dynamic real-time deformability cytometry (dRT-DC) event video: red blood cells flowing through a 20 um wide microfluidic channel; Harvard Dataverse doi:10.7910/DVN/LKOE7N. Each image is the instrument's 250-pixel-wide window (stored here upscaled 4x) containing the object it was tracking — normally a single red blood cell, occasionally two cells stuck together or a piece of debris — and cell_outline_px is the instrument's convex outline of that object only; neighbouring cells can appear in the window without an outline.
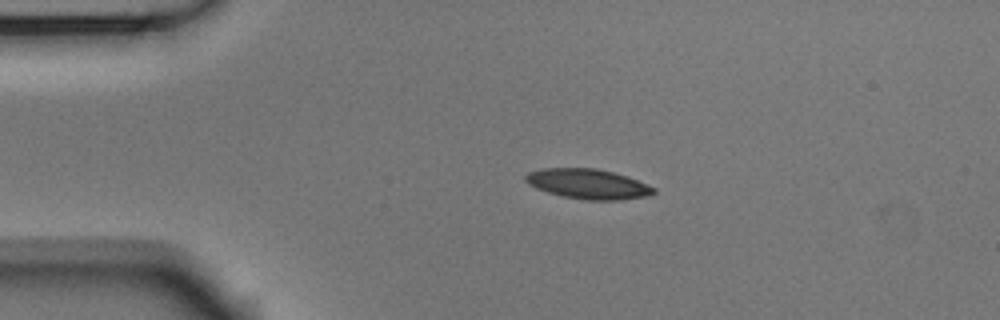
{"species": "Egyptian fruit bat (a non-hibernating species)", "species_latin": "Rousettus aegyptiacus", "temperature_condition": "room temperature", "stored_images_in_passage": 44, "camera_frame_rate_fps": 3000, "um_per_image_px": 0.085, "animal": {"sex": "male"}, "frame": {"image": 1, "passage_image": 1, "time_ms": 0.0, "image_size_px": [1000, 320], "cell_outline_px": [[656, 192], [648, 196], [620, 200], [588, 200], [564, 196], [548, 192], [536, 188], [528, 184], [524, 180], [524, 176], [528, 172], [544, 168], [596, 168], [628, 176], [656, 188]], "centroid_in_image_um": [49.99, 15.63], "position_along_channel_um": 35.0, "area_um2": 22.37}}
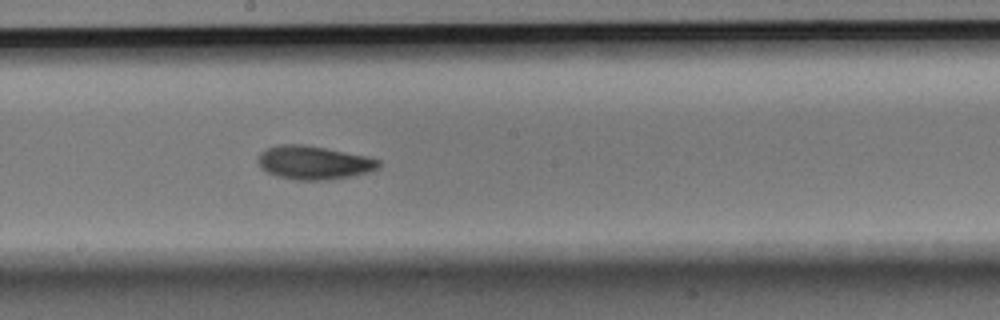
{"frame": {"image": 2, "passage_image": 19, "time_ms": 6.0, "image_size_px": [1000, 320], "cell_outline_px": [[380, 168], [368, 172], [352, 176], [324, 180], [296, 180], [276, 176], [260, 168], [256, 160], [260, 152], [276, 144], [304, 144], [368, 156], [380, 160]], "centroid_in_image_um": [26.65, 13.82], "position_along_channel_um": 221.5, "area_um2": 23.81}}
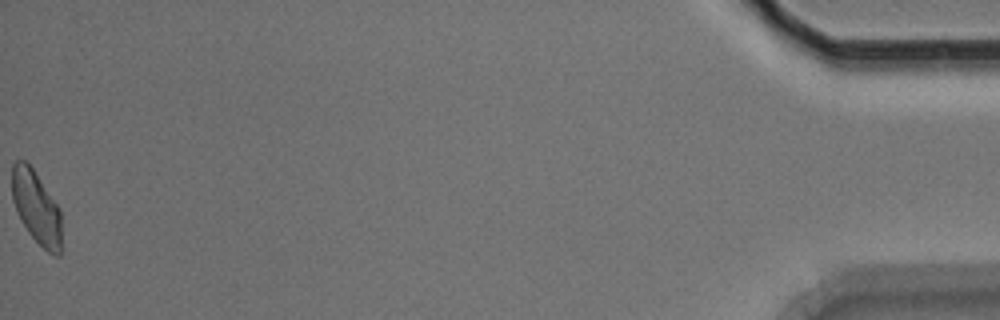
{"frame": {"image": 3, "passage_image": 44, "time_ms": 14.333, "image_size_px": [1000, 320], "cell_outline_px": [[60, 256], [56, 256], [48, 252], [28, 232], [16, 212], [12, 200], [12, 164], [16, 160], [24, 160], [32, 168], [60, 208]], "centroid_in_image_um": [3.07, 17.61], "position_along_channel_um": 432.1, "area_um2": 20.81}, "authors_computed_cell_mechanics": {"area_um2": 22.5131, "velocity_mm_per_s": 3.7236, "shape_relaxation_time_tau1_ms": 3.9848, "shape_relaxation_time_tau2_ms": 3.8513, "deformation_change_tau1": 0.1274, "deformation_change_tau2": 0.0937}}